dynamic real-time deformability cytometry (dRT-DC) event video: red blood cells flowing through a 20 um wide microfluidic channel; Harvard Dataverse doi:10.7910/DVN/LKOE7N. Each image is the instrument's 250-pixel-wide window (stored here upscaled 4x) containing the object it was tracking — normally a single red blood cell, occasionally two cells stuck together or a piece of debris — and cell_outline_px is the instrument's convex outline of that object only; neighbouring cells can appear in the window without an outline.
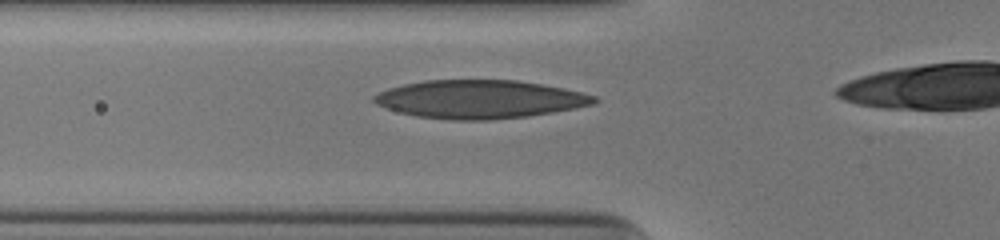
{"species": "human", "species_latin": "Homo sapiens", "temperature_condition": "cold", "stored_images_in_passage": 38, "camera_frame_rate_fps": 3000, "um_per_image_px": 0.085, "donor": {"sex": "male"}, "frame": {"image": 1, "passage_image": 13, "time_ms": 4.0, "image_size_px": [1000, 240], "cell_outline_px": [[600, 100], [592, 104], [576, 108], [528, 116], [492, 120], [452, 120], [416, 116], [400, 112], [376, 104], [372, 100], [372, 96], [388, 88], [404, 84], [424, 80], [516, 80], [544, 84], [564, 88], [596, 96]], "centroid_in_image_um": [40.78, 8.43], "position_along_channel_um": 85.0, "area_um2": 49.19}}
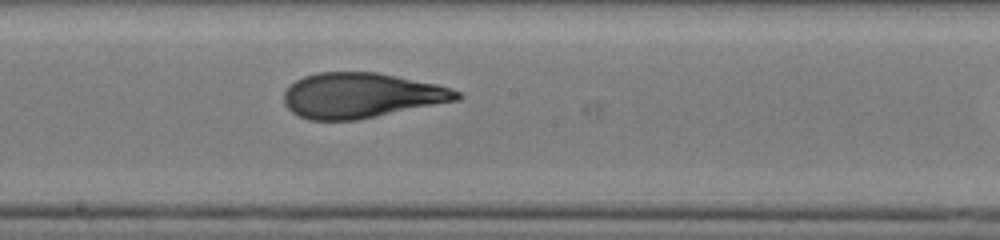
{"frame": {"image": 2, "passage_image": 23, "time_ms": 7.333, "image_size_px": [1000, 240], "cell_outline_px": [[464, 96], [460, 100], [356, 120], [308, 120], [292, 112], [284, 104], [284, 92], [296, 80], [304, 76], [320, 72], [376, 72], [436, 84], [460, 92]], "centroid_in_image_um": [30.71, 8.12], "position_along_channel_um": 217.5, "area_um2": 45.32}}
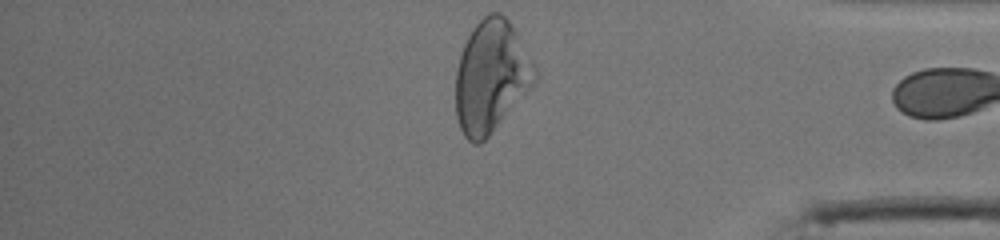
{"frame": {"image": 3, "passage_image": 38, "time_ms": 12.333, "image_size_px": [1000, 240], "cell_outline_px": [[536, 76], [532, 84], [488, 136], [480, 144], [472, 144], [464, 136], [460, 128], [456, 116], [456, 72], [460, 56], [464, 44], [468, 36], [476, 24], [488, 12], [500, 12], [508, 20], [516, 32], [536, 68]], "centroid_in_image_um": [41.7, 6.49], "position_along_channel_um": 393.5, "area_um2": 50.69}, "authors_computed_cell_mechanics": {"area_um2": 47.3093, "velocity_mm_per_s": 3.9682, "shape_relaxation_time_tau1_ms": 7.8224, "shape_relaxation_time_tau2_ms": 1.2122, "deformation_change_tau1": 0.2876, "deformation_change_tau2": 0.0854}}